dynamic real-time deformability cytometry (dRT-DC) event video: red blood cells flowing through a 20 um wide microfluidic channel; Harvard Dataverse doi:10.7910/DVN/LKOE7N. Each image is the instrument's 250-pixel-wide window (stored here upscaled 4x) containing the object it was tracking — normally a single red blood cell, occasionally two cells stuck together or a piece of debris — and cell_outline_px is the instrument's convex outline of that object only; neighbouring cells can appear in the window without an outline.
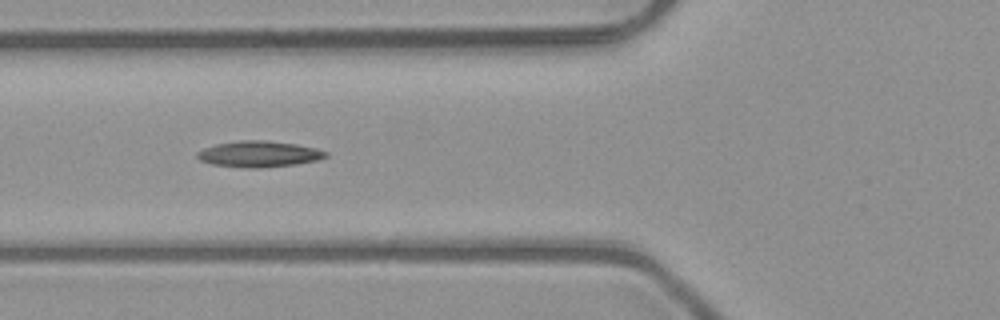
{"species": "common noctule bat (a hibernating species)", "species_latin": "Nyctalus noctula", "temperature_condition": "room temperature", "stored_images_in_passage": 8, "camera_frame_rate_fps": 3000, "um_per_image_px": 0.085, "animal": {"sex": "male", "body_mass_g": 23.1, "forearm_length_mm": 52.7}, "frame": {"image": 1, "passage_image": 5, "time_ms": 1.333, "image_size_px": [1000, 320], "cell_outline_px": [[328, 156], [316, 160], [296, 164], [260, 168], [244, 168], [212, 164], [200, 160], [196, 156], [196, 152], [204, 148], [216, 144], [240, 140], [264, 140], [296, 144], [316, 148], [328, 152]], "centroid_in_image_um": [22.0, 13.09], "position_along_channel_um": 103.8, "area_um2": 19.54}}
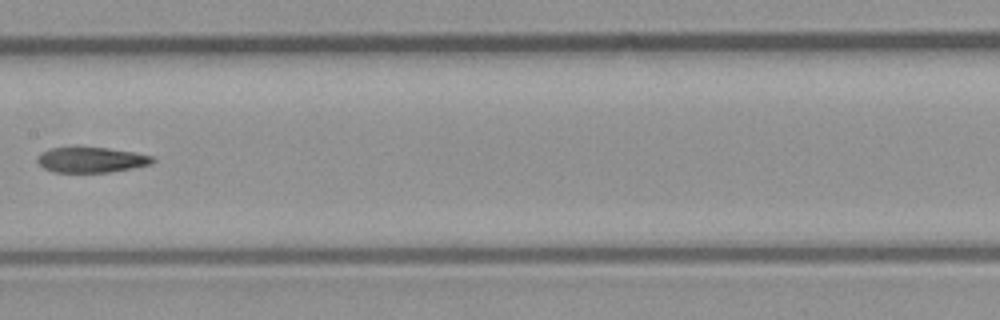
{"frame": {"image": 2, "passage_image": 7, "time_ms": 2.0, "image_size_px": [1000, 320], "cell_outline_px": [[156, 160], [152, 164], [132, 168], [108, 172], [52, 172], [36, 164], [36, 156], [40, 152], [52, 148], [108, 148], [136, 152], [152, 156]], "centroid_in_image_um": [7.73, 13.59], "position_along_channel_um": 199.7, "area_um2": 17.11}}
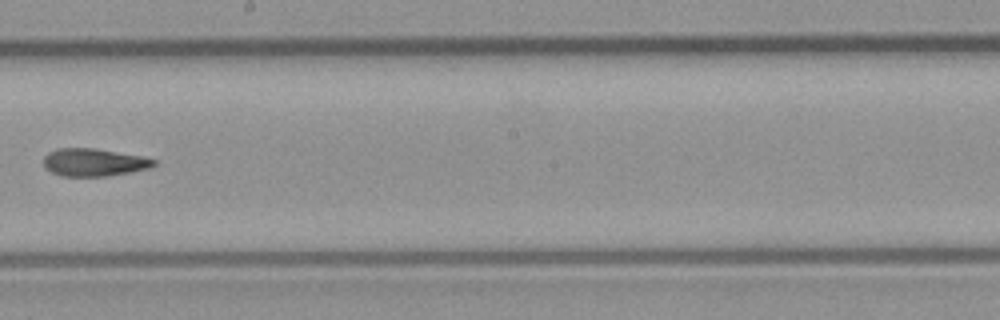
{"frame": {"image": 3, "passage_image": 8, "time_ms": 2.333, "image_size_px": [1000, 320], "cell_outline_px": [[156, 164], [152, 168], [132, 172], [108, 176], [60, 176], [44, 168], [44, 156], [48, 152], [60, 148], [92, 148], [144, 156], [156, 160]], "centroid_in_image_um": [8.01, 13.8], "position_along_channel_um": 240.2, "area_um2": 17.98}}